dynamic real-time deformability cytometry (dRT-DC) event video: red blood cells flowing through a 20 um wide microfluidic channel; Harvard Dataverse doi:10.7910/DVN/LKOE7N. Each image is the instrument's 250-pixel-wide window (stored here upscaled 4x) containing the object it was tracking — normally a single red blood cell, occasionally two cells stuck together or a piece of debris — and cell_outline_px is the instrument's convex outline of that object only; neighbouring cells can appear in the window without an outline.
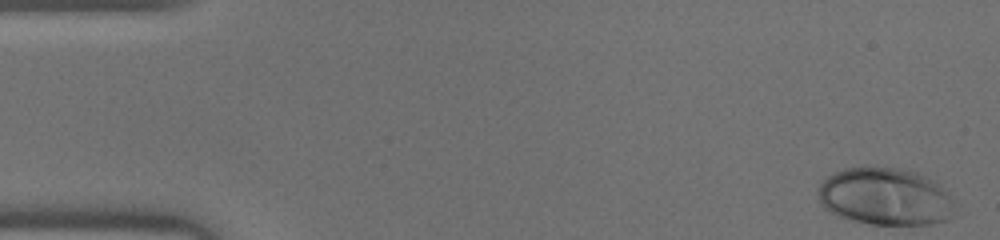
{"species": "human", "species_latin": "Homo sapiens", "temperature_condition": "warm", "stored_images_in_passage": 46, "camera_frame_rate_fps": 3000, "um_per_image_px": 0.085, "donor": {"sex": "male"}, "frame": {"image": 1, "passage_image": 1, "time_ms": 0.0, "image_size_px": [1000, 240], "cell_outline_px": [[960, 216], [948, 220], [928, 224], [872, 224], [848, 220], [828, 212], [820, 204], [820, 184], [828, 176], [844, 168], [900, 168], [916, 172], [932, 180], [948, 192], [956, 200]], "centroid_in_image_um": [75.35, 16.75], "position_along_channel_um": 9.7, "area_um2": 46.24}}
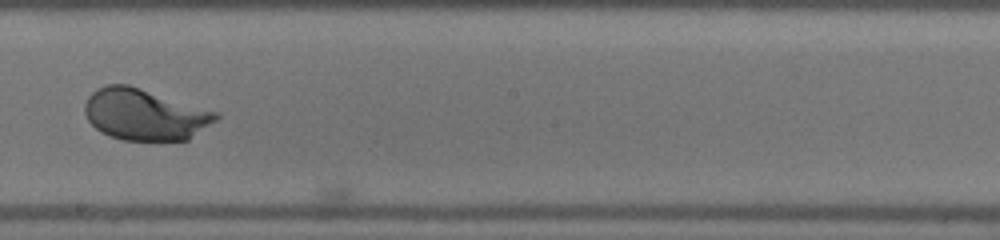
{"frame": {"image": 2, "passage_image": 26, "time_ms": 8.333, "image_size_px": [1000, 240], "cell_outline_px": [[220, 116], [216, 120], [188, 140], [124, 140], [108, 136], [100, 132], [88, 120], [84, 112], [84, 104], [88, 96], [96, 88], [108, 84], [128, 84], [220, 112]], "centroid_in_image_um": [12.3, 9.72], "position_along_channel_um": 235.9, "area_um2": 39.48}}
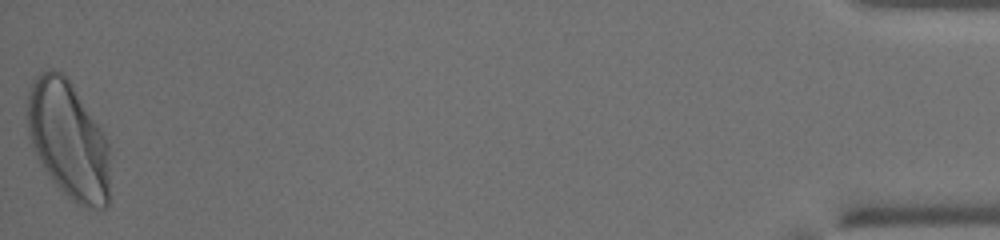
{"frame": {"image": 3, "passage_image": 46, "time_ms": 15.0, "image_size_px": [1000, 240], "cell_outline_px": [[108, 208], [80, 208], [52, 180], [36, 156], [32, 148], [28, 136], [28, 92], [32, 80], [36, 76], [48, 68], [52, 68], [60, 72], [68, 80], [100, 128], [108, 144]], "centroid_in_image_um": [5.78, 11.92], "position_along_channel_um": 429.4, "area_um2": 55.95}}